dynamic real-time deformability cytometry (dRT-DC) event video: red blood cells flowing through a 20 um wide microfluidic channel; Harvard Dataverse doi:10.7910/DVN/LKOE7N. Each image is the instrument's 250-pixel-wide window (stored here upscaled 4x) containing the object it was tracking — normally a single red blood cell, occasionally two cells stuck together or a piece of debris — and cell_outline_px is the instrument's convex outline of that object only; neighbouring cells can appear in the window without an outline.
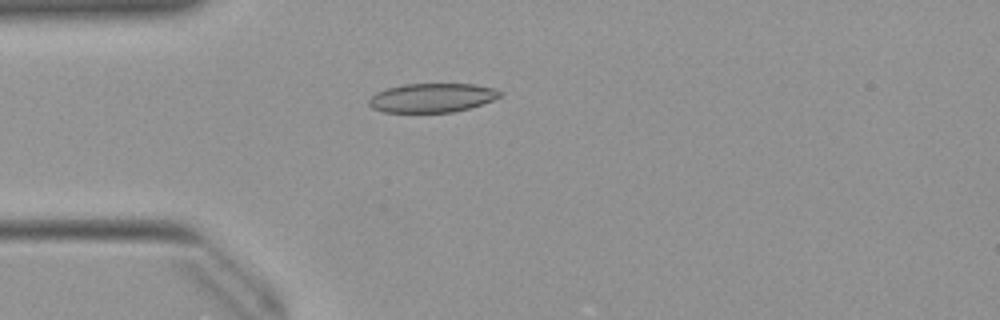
{"species": "Egyptian fruit bat (a non-hibernating species)", "species_latin": "Rousettus aegyptiacus", "temperature_condition": "warm", "stored_images_in_passage": 48, "camera_frame_rate_fps": 3000, "um_per_image_px": 0.085, "animal": {"sex": "female"}, "frame": {"image": 1, "passage_image": 11, "time_ms": 3.333, "image_size_px": [1000, 320], "cell_outline_px": [[504, 92], [500, 96], [492, 100], [468, 108], [452, 112], [384, 112], [372, 108], [368, 104], [368, 100], [376, 92], [388, 88], [404, 84], [476, 84], [492, 88]], "centroid_in_image_um": [36.7, 8.31], "position_along_channel_um": 48.3, "area_um2": 22.02}}
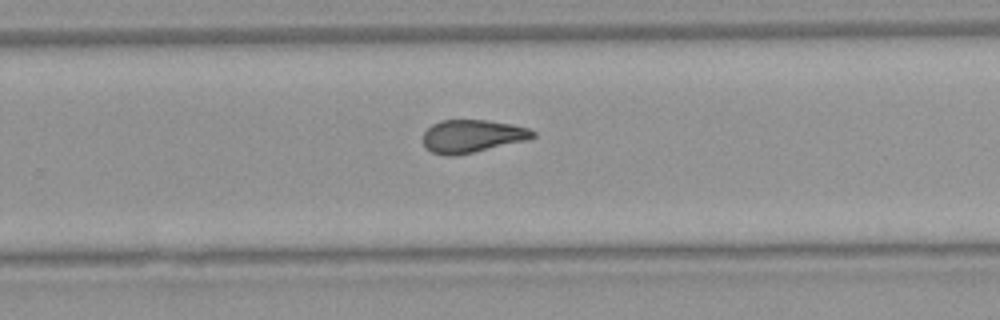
{"frame": {"image": 2, "passage_image": 30, "time_ms": 9.667, "image_size_px": [1000, 320], "cell_outline_px": [[536, 136], [532, 140], [456, 156], [444, 156], [432, 152], [424, 148], [424, 132], [432, 124], [440, 120], [488, 120], [512, 124], [528, 128], [536, 132]], "centroid_in_image_um": [40.18, 11.59], "position_along_channel_um": 289.6, "area_um2": 21.5}}
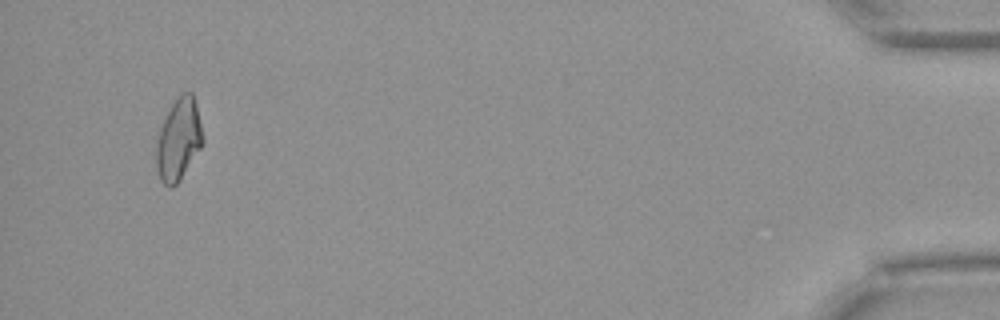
{"frame": {"image": 3, "passage_image": 46, "time_ms": 15.0, "image_size_px": [1000, 320], "cell_outline_px": [[204, 140], [200, 148], [180, 180], [172, 188], [168, 188], [160, 180], [156, 168], [156, 144], [160, 128], [172, 104], [184, 92], [192, 92], [196, 104], [204, 136]], "centroid_in_image_um": [15.18, 11.9], "position_along_channel_um": 420.0, "area_um2": 22.02}, "authors_computed_cell_mechanics": {"area_um2": 21.7906, "velocity_mm_per_s": 3.9948, "shape_relaxation_time_tau1_ms": null, "shape_relaxation_time_tau2_ms": 2.3971, "deformation_change_tau1": null, "deformation_change_tau2": 0.0826}}